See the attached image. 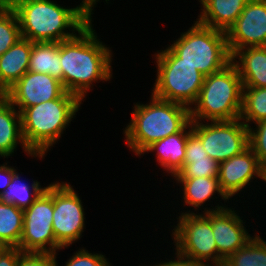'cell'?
<instances>
[{"instance_id":"74e56055","label":"cell","mask_w":266,"mask_h":266,"mask_svg":"<svg viewBox=\"0 0 266 266\" xmlns=\"http://www.w3.org/2000/svg\"><path fill=\"white\" fill-rule=\"evenodd\" d=\"M262 181L266 183V167H263Z\"/></svg>"},{"instance_id":"8fae6325","label":"cell","mask_w":266,"mask_h":266,"mask_svg":"<svg viewBox=\"0 0 266 266\" xmlns=\"http://www.w3.org/2000/svg\"><path fill=\"white\" fill-rule=\"evenodd\" d=\"M79 194L70 182L54 181V211L52 228L55 240L69 248L82 238L85 229V209Z\"/></svg>"},{"instance_id":"cb8c5ba5","label":"cell","mask_w":266,"mask_h":266,"mask_svg":"<svg viewBox=\"0 0 266 266\" xmlns=\"http://www.w3.org/2000/svg\"><path fill=\"white\" fill-rule=\"evenodd\" d=\"M31 185L22 182L21 175L18 171L13 174L10 185L0 195V200L11 203L18 208L25 209L29 207L35 199L46 188L42 187L39 181L32 179ZM30 185V186H29Z\"/></svg>"},{"instance_id":"603a6c76","label":"cell","mask_w":266,"mask_h":266,"mask_svg":"<svg viewBox=\"0 0 266 266\" xmlns=\"http://www.w3.org/2000/svg\"><path fill=\"white\" fill-rule=\"evenodd\" d=\"M23 231V209L0 200V240L7 247L19 248Z\"/></svg>"},{"instance_id":"277c9868","label":"cell","mask_w":266,"mask_h":266,"mask_svg":"<svg viewBox=\"0 0 266 266\" xmlns=\"http://www.w3.org/2000/svg\"><path fill=\"white\" fill-rule=\"evenodd\" d=\"M82 104L76 95L66 91L57 99L24 108L20 116L27 147L35 155L47 156L75 119Z\"/></svg>"},{"instance_id":"44dd1931","label":"cell","mask_w":266,"mask_h":266,"mask_svg":"<svg viewBox=\"0 0 266 266\" xmlns=\"http://www.w3.org/2000/svg\"><path fill=\"white\" fill-rule=\"evenodd\" d=\"M249 0H206L196 21L226 32L237 20Z\"/></svg>"},{"instance_id":"7c38bea8","label":"cell","mask_w":266,"mask_h":266,"mask_svg":"<svg viewBox=\"0 0 266 266\" xmlns=\"http://www.w3.org/2000/svg\"><path fill=\"white\" fill-rule=\"evenodd\" d=\"M216 203L212 208L204 207L205 213L212 211V231L218 251V266H222L224 260L238 249L244 246L254 236L249 234L243 217L237 210L228 207V204ZM243 218V219H242Z\"/></svg>"},{"instance_id":"e0dca14e","label":"cell","mask_w":266,"mask_h":266,"mask_svg":"<svg viewBox=\"0 0 266 266\" xmlns=\"http://www.w3.org/2000/svg\"><path fill=\"white\" fill-rule=\"evenodd\" d=\"M176 184L180 186L182 189V200L183 206L185 205L186 208H193L195 211L191 209L184 212L181 211L183 214L187 213H199L198 211L201 210L206 204V202L210 203L211 199H215L213 196L217 195L224 201V204L227 202L229 203V198L224 194L221 190L218 177H197V178H173ZM205 203V204H204ZM198 210V211H197ZM197 211V212H196Z\"/></svg>"},{"instance_id":"f546056e","label":"cell","mask_w":266,"mask_h":266,"mask_svg":"<svg viewBox=\"0 0 266 266\" xmlns=\"http://www.w3.org/2000/svg\"><path fill=\"white\" fill-rule=\"evenodd\" d=\"M76 252V253H75ZM70 258L65 261L64 266H113L102 253H92L84 247L75 251ZM57 266L58 262H57Z\"/></svg>"},{"instance_id":"d6986e66","label":"cell","mask_w":266,"mask_h":266,"mask_svg":"<svg viewBox=\"0 0 266 266\" xmlns=\"http://www.w3.org/2000/svg\"><path fill=\"white\" fill-rule=\"evenodd\" d=\"M187 138L188 125L181 132L152 143L140 156L154 152L159 166L173 178L184 164Z\"/></svg>"},{"instance_id":"8d00e7d4","label":"cell","mask_w":266,"mask_h":266,"mask_svg":"<svg viewBox=\"0 0 266 266\" xmlns=\"http://www.w3.org/2000/svg\"><path fill=\"white\" fill-rule=\"evenodd\" d=\"M7 246L0 240V253L5 250Z\"/></svg>"},{"instance_id":"5bb4252c","label":"cell","mask_w":266,"mask_h":266,"mask_svg":"<svg viewBox=\"0 0 266 266\" xmlns=\"http://www.w3.org/2000/svg\"><path fill=\"white\" fill-rule=\"evenodd\" d=\"M66 92L63 84L49 74L27 71L4 92V96L21 112L61 97Z\"/></svg>"},{"instance_id":"836d02e7","label":"cell","mask_w":266,"mask_h":266,"mask_svg":"<svg viewBox=\"0 0 266 266\" xmlns=\"http://www.w3.org/2000/svg\"><path fill=\"white\" fill-rule=\"evenodd\" d=\"M22 251L17 247H7L0 253V266H18Z\"/></svg>"},{"instance_id":"5b68a950","label":"cell","mask_w":266,"mask_h":266,"mask_svg":"<svg viewBox=\"0 0 266 266\" xmlns=\"http://www.w3.org/2000/svg\"><path fill=\"white\" fill-rule=\"evenodd\" d=\"M242 96V80L236 66L230 62L204 78L198 99L190 108L191 121L239 119Z\"/></svg>"},{"instance_id":"4fadbf2b","label":"cell","mask_w":266,"mask_h":266,"mask_svg":"<svg viewBox=\"0 0 266 266\" xmlns=\"http://www.w3.org/2000/svg\"><path fill=\"white\" fill-rule=\"evenodd\" d=\"M225 33L230 55L246 47L266 46V0H249Z\"/></svg>"},{"instance_id":"ac0fdd59","label":"cell","mask_w":266,"mask_h":266,"mask_svg":"<svg viewBox=\"0 0 266 266\" xmlns=\"http://www.w3.org/2000/svg\"><path fill=\"white\" fill-rule=\"evenodd\" d=\"M243 87H266V46L246 47L231 55Z\"/></svg>"},{"instance_id":"ab89813d","label":"cell","mask_w":266,"mask_h":266,"mask_svg":"<svg viewBox=\"0 0 266 266\" xmlns=\"http://www.w3.org/2000/svg\"><path fill=\"white\" fill-rule=\"evenodd\" d=\"M206 0H199L200 4H202L203 2H205Z\"/></svg>"},{"instance_id":"1f68e13d","label":"cell","mask_w":266,"mask_h":266,"mask_svg":"<svg viewBox=\"0 0 266 266\" xmlns=\"http://www.w3.org/2000/svg\"><path fill=\"white\" fill-rule=\"evenodd\" d=\"M201 140L192 132L191 122L188 124V138L186 142L185 158L207 157Z\"/></svg>"},{"instance_id":"9c48e42d","label":"cell","mask_w":266,"mask_h":266,"mask_svg":"<svg viewBox=\"0 0 266 266\" xmlns=\"http://www.w3.org/2000/svg\"><path fill=\"white\" fill-rule=\"evenodd\" d=\"M54 211V182H51L23 210V231L19 242L22 252L57 253L63 247L55 240L52 228Z\"/></svg>"},{"instance_id":"ba28073f","label":"cell","mask_w":266,"mask_h":266,"mask_svg":"<svg viewBox=\"0 0 266 266\" xmlns=\"http://www.w3.org/2000/svg\"><path fill=\"white\" fill-rule=\"evenodd\" d=\"M171 226L175 251L189 259L218 266V251L212 231V211L180 213Z\"/></svg>"},{"instance_id":"52a82bcc","label":"cell","mask_w":266,"mask_h":266,"mask_svg":"<svg viewBox=\"0 0 266 266\" xmlns=\"http://www.w3.org/2000/svg\"><path fill=\"white\" fill-rule=\"evenodd\" d=\"M154 55L157 72L150 93L190 109L198 99L205 76L196 67L181 63L168 46Z\"/></svg>"},{"instance_id":"7a4b0ae2","label":"cell","mask_w":266,"mask_h":266,"mask_svg":"<svg viewBox=\"0 0 266 266\" xmlns=\"http://www.w3.org/2000/svg\"><path fill=\"white\" fill-rule=\"evenodd\" d=\"M92 22L75 37L60 42L63 86L83 102L94 83H110L113 77V50L98 38Z\"/></svg>"},{"instance_id":"4dcf8cb0","label":"cell","mask_w":266,"mask_h":266,"mask_svg":"<svg viewBox=\"0 0 266 266\" xmlns=\"http://www.w3.org/2000/svg\"><path fill=\"white\" fill-rule=\"evenodd\" d=\"M57 253L22 252L18 266H57Z\"/></svg>"},{"instance_id":"8992f818","label":"cell","mask_w":266,"mask_h":266,"mask_svg":"<svg viewBox=\"0 0 266 266\" xmlns=\"http://www.w3.org/2000/svg\"><path fill=\"white\" fill-rule=\"evenodd\" d=\"M194 22L168 47L180 58L181 63L196 67L206 77L228 65L231 55L224 31Z\"/></svg>"},{"instance_id":"d590c367","label":"cell","mask_w":266,"mask_h":266,"mask_svg":"<svg viewBox=\"0 0 266 266\" xmlns=\"http://www.w3.org/2000/svg\"><path fill=\"white\" fill-rule=\"evenodd\" d=\"M16 0H0V6H11Z\"/></svg>"},{"instance_id":"484cf974","label":"cell","mask_w":266,"mask_h":266,"mask_svg":"<svg viewBox=\"0 0 266 266\" xmlns=\"http://www.w3.org/2000/svg\"><path fill=\"white\" fill-rule=\"evenodd\" d=\"M239 119L247 126L266 119V87H243Z\"/></svg>"},{"instance_id":"9a60e30c","label":"cell","mask_w":266,"mask_h":266,"mask_svg":"<svg viewBox=\"0 0 266 266\" xmlns=\"http://www.w3.org/2000/svg\"><path fill=\"white\" fill-rule=\"evenodd\" d=\"M262 176L263 166L250 147L219 164V185L231 201L233 196L241 194L245 188H250V182L252 183L254 178L262 181Z\"/></svg>"},{"instance_id":"4316f807","label":"cell","mask_w":266,"mask_h":266,"mask_svg":"<svg viewBox=\"0 0 266 266\" xmlns=\"http://www.w3.org/2000/svg\"><path fill=\"white\" fill-rule=\"evenodd\" d=\"M21 37L19 20L11 6H0V55Z\"/></svg>"},{"instance_id":"3957f363","label":"cell","mask_w":266,"mask_h":266,"mask_svg":"<svg viewBox=\"0 0 266 266\" xmlns=\"http://www.w3.org/2000/svg\"><path fill=\"white\" fill-rule=\"evenodd\" d=\"M150 102L134 103L130 122L123 128L128 150L139 156L152 143L181 132L190 122V109L151 94Z\"/></svg>"},{"instance_id":"30bf717a","label":"cell","mask_w":266,"mask_h":266,"mask_svg":"<svg viewBox=\"0 0 266 266\" xmlns=\"http://www.w3.org/2000/svg\"><path fill=\"white\" fill-rule=\"evenodd\" d=\"M192 132L208 156L219 164L249 147L248 127L240 120L191 121Z\"/></svg>"},{"instance_id":"f35d334b","label":"cell","mask_w":266,"mask_h":266,"mask_svg":"<svg viewBox=\"0 0 266 266\" xmlns=\"http://www.w3.org/2000/svg\"><path fill=\"white\" fill-rule=\"evenodd\" d=\"M4 97V92L0 91V100Z\"/></svg>"},{"instance_id":"ffe728a7","label":"cell","mask_w":266,"mask_h":266,"mask_svg":"<svg viewBox=\"0 0 266 266\" xmlns=\"http://www.w3.org/2000/svg\"><path fill=\"white\" fill-rule=\"evenodd\" d=\"M31 51L32 41L20 38L0 55V91L5 92L28 71Z\"/></svg>"},{"instance_id":"2e32d148","label":"cell","mask_w":266,"mask_h":266,"mask_svg":"<svg viewBox=\"0 0 266 266\" xmlns=\"http://www.w3.org/2000/svg\"><path fill=\"white\" fill-rule=\"evenodd\" d=\"M18 144L27 156L44 160V155H35L27 147L22 134L20 112L4 96L0 100V158L13 156Z\"/></svg>"},{"instance_id":"e575fe53","label":"cell","mask_w":266,"mask_h":266,"mask_svg":"<svg viewBox=\"0 0 266 266\" xmlns=\"http://www.w3.org/2000/svg\"><path fill=\"white\" fill-rule=\"evenodd\" d=\"M17 170L14 166L8 165L7 161L0 165V195L10 185L13 174Z\"/></svg>"},{"instance_id":"6da1fadb","label":"cell","mask_w":266,"mask_h":266,"mask_svg":"<svg viewBox=\"0 0 266 266\" xmlns=\"http://www.w3.org/2000/svg\"><path fill=\"white\" fill-rule=\"evenodd\" d=\"M98 1L82 0L80 5L70 8L56 0H16L11 7L17 14L22 38L32 42H61L75 37L92 21ZM108 1L105 0L107 4Z\"/></svg>"},{"instance_id":"d6a6232c","label":"cell","mask_w":266,"mask_h":266,"mask_svg":"<svg viewBox=\"0 0 266 266\" xmlns=\"http://www.w3.org/2000/svg\"><path fill=\"white\" fill-rule=\"evenodd\" d=\"M174 257H172L170 260L168 259L167 261H161L159 263L153 264V266H214L209 263L205 262H200L196 260L189 259L183 255H180L178 252L175 251Z\"/></svg>"},{"instance_id":"83f0119b","label":"cell","mask_w":266,"mask_h":266,"mask_svg":"<svg viewBox=\"0 0 266 266\" xmlns=\"http://www.w3.org/2000/svg\"><path fill=\"white\" fill-rule=\"evenodd\" d=\"M219 163L207 157L185 158L182 169L173 178L218 177Z\"/></svg>"},{"instance_id":"f1b7e54d","label":"cell","mask_w":266,"mask_h":266,"mask_svg":"<svg viewBox=\"0 0 266 266\" xmlns=\"http://www.w3.org/2000/svg\"><path fill=\"white\" fill-rule=\"evenodd\" d=\"M252 127H248L249 147L257 156L259 163L266 167V119L254 123Z\"/></svg>"},{"instance_id":"7402d4cb","label":"cell","mask_w":266,"mask_h":266,"mask_svg":"<svg viewBox=\"0 0 266 266\" xmlns=\"http://www.w3.org/2000/svg\"><path fill=\"white\" fill-rule=\"evenodd\" d=\"M60 42H32L28 71L49 74L63 84Z\"/></svg>"},{"instance_id":"d4e9b609","label":"cell","mask_w":266,"mask_h":266,"mask_svg":"<svg viewBox=\"0 0 266 266\" xmlns=\"http://www.w3.org/2000/svg\"><path fill=\"white\" fill-rule=\"evenodd\" d=\"M222 266H266V241L255 232L254 237L229 255Z\"/></svg>"}]
</instances>
